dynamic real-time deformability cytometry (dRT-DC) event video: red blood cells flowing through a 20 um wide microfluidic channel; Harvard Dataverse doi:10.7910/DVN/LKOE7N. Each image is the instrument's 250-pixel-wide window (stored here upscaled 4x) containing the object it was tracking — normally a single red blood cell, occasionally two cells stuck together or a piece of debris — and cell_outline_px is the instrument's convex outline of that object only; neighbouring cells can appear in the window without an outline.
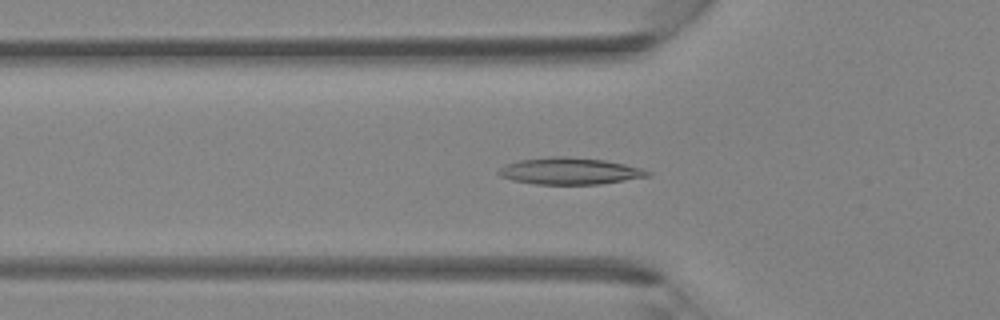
{"species": "Egyptian fruit bat (a non-hibernating species)", "species_latin": "Rousettus aegyptiacus", "temperature_condition": "room temperature", "stored_images_in_passage": 40, "camera_frame_rate_fps": 3000, "um_per_image_px": 0.085, "animal": {"sex": "female"}, "frame": {"image": 1, "passage_image": 14, "time_ms": 4.333, "image_size_px": [1000, 320], "cell_outline_px": [[652, 176], [600, 184], [536, 184], [512, 180], [500, 176], [496, 172], [504, 164], [520, 160], [552, 156], [568, 156], [604, 160], [624, 164], [640, 168], [652, 172]], "centroid_in_image_um": [48.43, 14.54], "position_along_channel_um": 77.4, "area_um2": 23.29}}
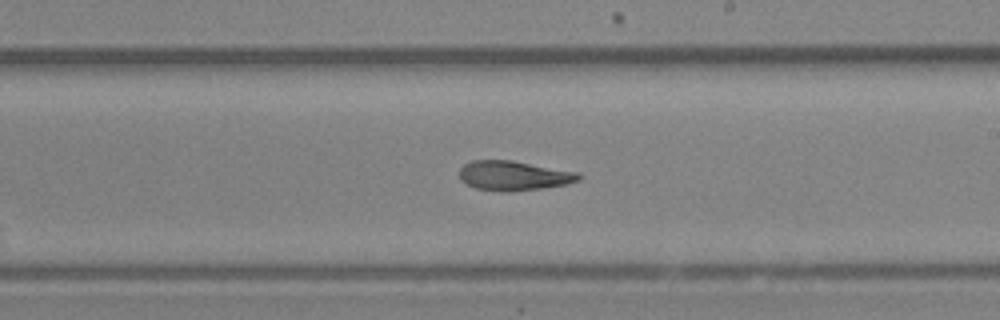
{"frame": {"image": 2, "passage_image": 24, "time_ms": 7.667, "image_size_px": [1000, 320], "cell_outline_px": [[584, 176], [580, 180], [564, 184], [540, 188], [476, 188], [460, 180], [460, 168], [464, 164], [472, 160], [512, 160], [580, 172]], "centroid_in_image_um": [43.72, 14.86], "position_along_channel_um": 245.3, "area_um2": 19.65}}
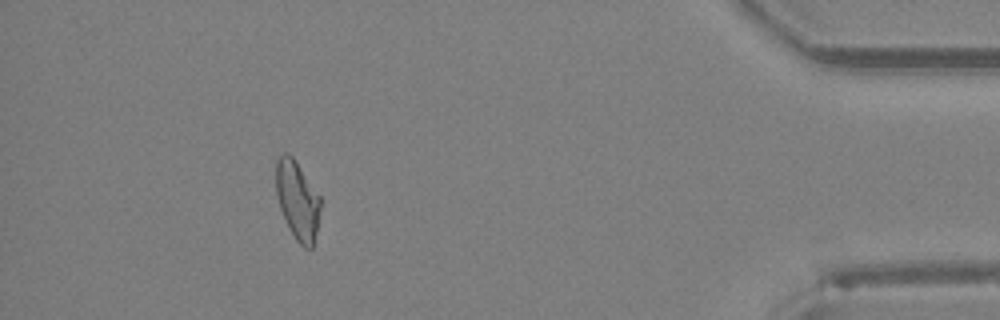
{"frame": {"image": 3, "passage_image": 37, "time_ms": 12.0, "image_size_px": [1000, 320], "cell_outline_px": [[320, 208], [316, 232], [312, 248], [304, 248], [296, 240], [280, 208], [276, 196], [276, 160], [284, 152], [288, 152], [292, 156], [320, 196]], "centroid_in_image_um": [25.27, 17.0], "position_along_channel_um": 409.9, "area_um2": 20.0}}